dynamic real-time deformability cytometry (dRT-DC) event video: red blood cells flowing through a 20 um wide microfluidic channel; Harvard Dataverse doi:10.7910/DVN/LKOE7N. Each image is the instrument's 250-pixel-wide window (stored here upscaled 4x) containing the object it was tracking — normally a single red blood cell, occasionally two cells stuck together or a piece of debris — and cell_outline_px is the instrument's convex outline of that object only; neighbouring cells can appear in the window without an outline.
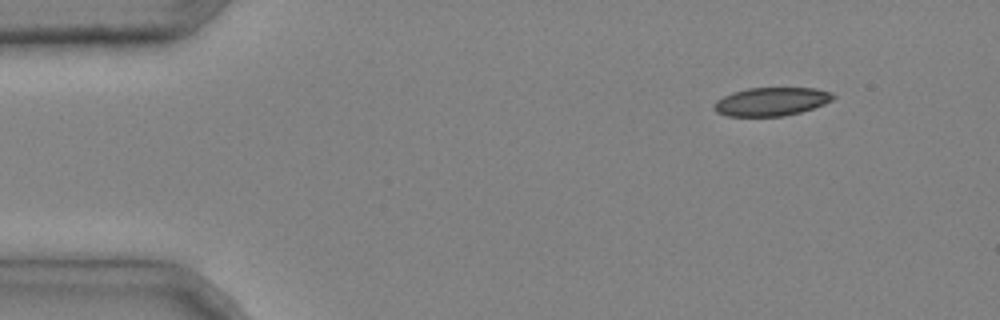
{"species": "common noctule bat (a hibernating species)", "species_latin": "Nyctalus noctula", "temperature_condition": "cold", "stored_images_in_passage": 3, "camera_frame_rate_fps": 3000, "um_per_image_px": 0.085, "animal": {"sex": "male", "body_mass_g": 20.4}, "frame": {"image": 1, "passage_image": 1, "time_ms": 0.0, "image_size_px": [1000, 320], "cell_outline_px": [[836, 96], [832, 100], [824, 104], [800, 112], [784, 116], [728, 116], [716, 112], [712, 108], [712, 104], [716, 100], [732, 92], [748, 88], [816, 88], [832, 92]], "centroid_in_image_um": [65.54, 8.63], "position_along_channel_um": 19.5, "area_um2": 19.83}}